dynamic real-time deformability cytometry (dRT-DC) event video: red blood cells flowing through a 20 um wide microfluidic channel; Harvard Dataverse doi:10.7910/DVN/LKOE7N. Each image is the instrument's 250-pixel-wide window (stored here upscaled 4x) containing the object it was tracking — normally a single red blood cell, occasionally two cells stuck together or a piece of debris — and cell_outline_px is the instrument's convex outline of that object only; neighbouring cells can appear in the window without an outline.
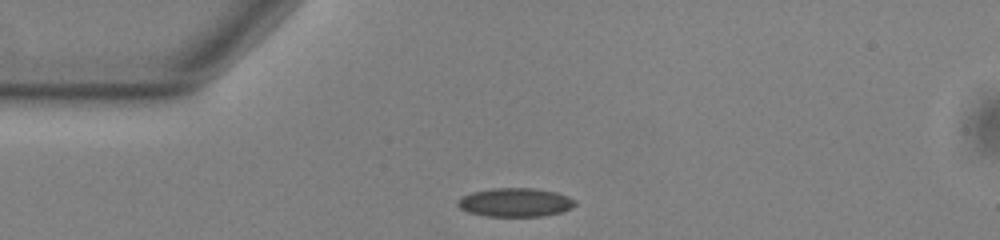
{"species": "common noctule bat (a hibernating species)", "species_latin": "Nyctalus noctula", "temperature_condition": "warm", "stored_images_in_passage": 42, "camera_frame_rate_fps": 3000, "um_per_image_px": 0.085, "animal": {"sex": "male", "body_mass_g": 13.0, "forearm_length_mm": 53.1}, "frame": {"image": 1, "passage_image": 1, "time_ms": 0.0, "image_size_px": [1000, 240], "cell_outline_px": [[576, 204], [572, 208], [560, 212], [540, 216], [488, 216], [468, 212], [460, 208], [456, 204], [456, 200], [460, 196], [472, 192], [492, 188], [536, 188], [556, 192], [568, 196], [576, 200]], "centroid_in_image_um": [43.78, 17.19], "position_along_channel_um": 41.2, "area_um2": 19.77}}
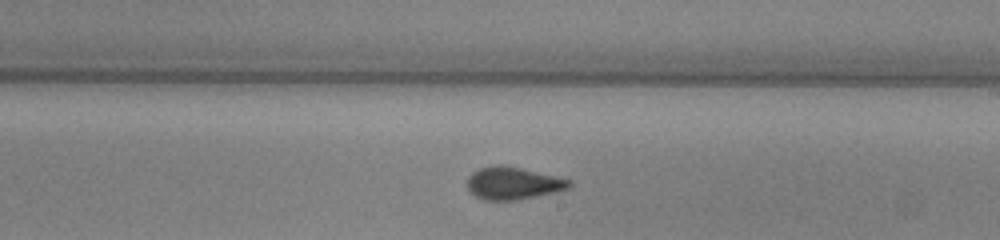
{"frame": {"image": 2, "passage_image": 19, "time_ms": 6.0, "image_size_px": [1000, 240], "cell_outline_px": [[572, 184], [568, 188], [556, 192], [516, 200], [484, 200], [476, 196], [468, 188], [468, 176], [472, 172], [480, 168], [492, 164], [500, 164], [520, 168], [572, 180]], "centroid_in_image_um": [43.6, 15.57], "position_along_channel_um": 245.4, "area_um2": 19.19}}
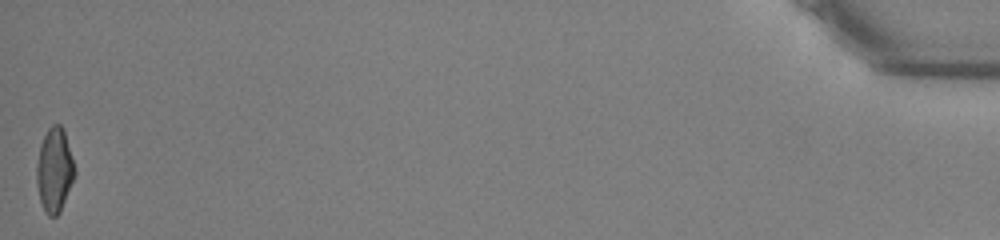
{"frame": {"image": 3, "passage_image": 42, "time_ms": 13.667, "image_size_px": [1000, 240], "cell_outline_px": [[76, 172], [60, 212], [56, 216], [48, 216], [44, 212], [40, 200], [36, 180], [36, 164], [40, 144], [48, 128], [52, 124], [60, 124], [64, 128], [76, 168]], "centroid_in_image_um": [4.63, 14.43], "position_along_channel_um": 430.6, "area_um2": 18.9}, "authors_computed_cell_mechanics": {"area_um2": 19.1318, "velocity_mm_per_s": 3.7795, "shape_relaxation_time_tau1_ms": 7.0883, "shape_relaxation_time_tau2_ms": 1.7209, "deformation_change_tau1": 0.1535, "deformation_change_tau2": 0.0555}}